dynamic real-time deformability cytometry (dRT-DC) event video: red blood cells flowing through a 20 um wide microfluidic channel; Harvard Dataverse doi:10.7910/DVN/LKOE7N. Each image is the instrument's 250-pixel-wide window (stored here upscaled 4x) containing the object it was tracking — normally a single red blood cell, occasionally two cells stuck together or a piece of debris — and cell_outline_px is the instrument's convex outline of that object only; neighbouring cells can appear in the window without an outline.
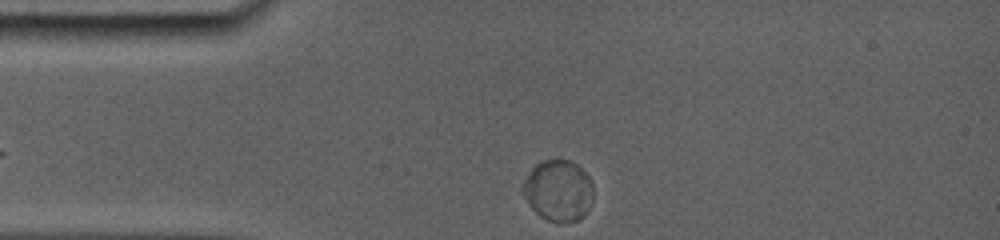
{"species": "common noctule bat (a hibernating species)", "species_latin": "Nyctalus noctula", "temperature_condition": "room temperature", "stored_images_in_passage": 36, "segment_of_instrument_passage": [1, 2], "camera_frame_rate_fps": 5000, "um_per_image_px": 0.085, "animal": {"sex": "female", "body_mass_g": 19.0, "forearm_length_mm": 56.7}, "frame": {"image": 1, "passage_image": 1, "time_ms": 0.0, "image_size_px": [1000, 240], "cell_outline_px": [[592, 200], [584, 216], [580, 220], [568, 224], [564, 224], [548, 220], [540, 216], [528, 204], [520, 188], [528, 172], [536, 164], [544, 160], [568, 160], [576, 164], [588, 176], [592, 184]], "centroid_in_image_um": [47.44, 16.23], "position_along_channel_um": 37.6, "area_um2": 25.32}}
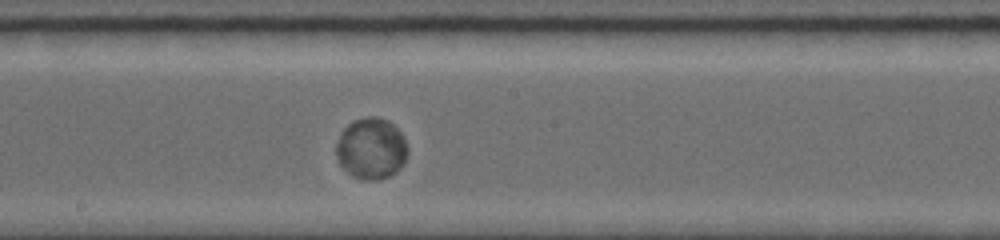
{"frame": {"image": 2, "passage_image": 15, "time_ms": 5.4, "image_size_px": [1000, 240], "cell_outline_px": [[408, 152], [404, 164], [396, 172], [380, 180], [364, 180], [352, 176], [340, 164], [336, 156], [336, 144], [344, 128], [348, 124], [356, 120], [368, 116], [372, 116], [388, 120], [400, 132], [408, 148]], "centroid_in_image_um": [31.56, 12.65], "position_along_channel_um": 216.6, "area_um2": 25.43}}
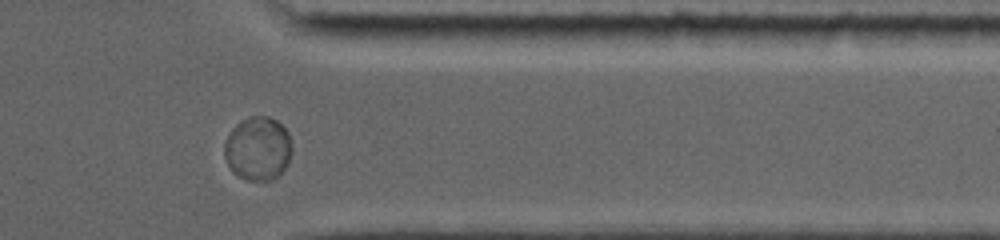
{"frame": {"image": 3, "passage_image": 28, "time_ms": 10.0, "image_size_px": [1000, 240], "cell_outline_px": [[292, 152], [288, 164], [280, 176], [276, 180], [244, 180], [236, 176], [232, 172], [224, 156], [224, 144], [232, 128], [240, 120], [248, 116], [268, 116], [276, 120], [288, 132], [292, 148]], "centroid_in_image_um": [21.93, 12.65], "position_along_channel_um": 389.5, "area_um2": 25.55}}